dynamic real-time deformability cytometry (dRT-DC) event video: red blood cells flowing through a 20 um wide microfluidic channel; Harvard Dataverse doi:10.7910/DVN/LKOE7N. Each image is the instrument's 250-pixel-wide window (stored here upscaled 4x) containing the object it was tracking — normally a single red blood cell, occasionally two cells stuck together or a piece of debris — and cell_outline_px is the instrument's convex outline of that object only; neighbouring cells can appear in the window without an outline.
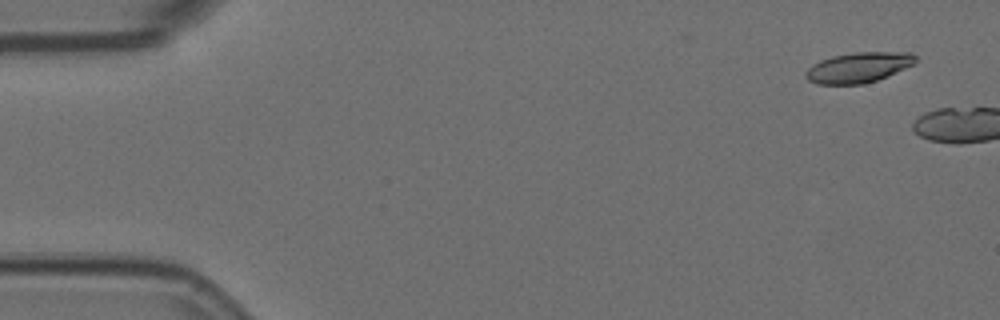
{"species": "Egyptian fruit bat (a non-hibernating species)", "species_latin": "Rousettus aegyptiacus", "temperature_condition": "room temperature", "stored_images_in_passage": 2, "camera_frame_rate_fps": 3000, "um_per_image_px": 0.085, "animal": {"sex": "female"}, "frame": {"image": 1, "passage_image": 1, "time_ms": 0.0, "image_size_px": [1000, 320], "cell_outline_px": [[916, 60], [912, 64], [904, 68], [876, 80], [864, 84], [816, 84], [808, 80], [804, 76], [804, 72], [812, 64], [820, 60], [832, 56], [856, 52], [912, 52], [916, 56]], "centroid_in_image_um": [72.92, 5.73], "position_along_channel_um": 12.1, "area_um2": 19.31}}